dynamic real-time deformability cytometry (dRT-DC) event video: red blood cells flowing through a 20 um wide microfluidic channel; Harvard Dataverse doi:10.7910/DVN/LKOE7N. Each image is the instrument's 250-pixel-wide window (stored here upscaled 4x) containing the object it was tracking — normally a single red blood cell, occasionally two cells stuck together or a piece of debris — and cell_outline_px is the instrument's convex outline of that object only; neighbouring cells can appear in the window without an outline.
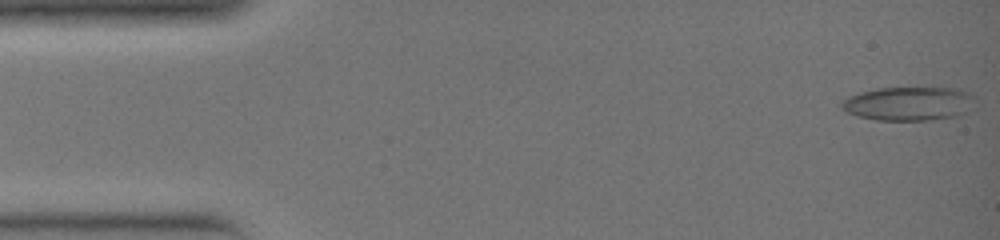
{"species": "common noctule bat (a hibernating species)", "species_latin": "Nyctalus noctula", "temperature_condition": "warm", "stored_images_in_passage": 36, "camera_frame_rate_fps": 3000, "um_per_image_px": 0.085, "animal": {"sex": "female", "body_mass_g": 19.0, "forearm_length_mm": 51.5}, "frame": {"image": 1, "passage_image": 1, "time_ms": 0.0, "image_size_px": [1000, 240], "cell_outline_px": [[972, 96], [964, 112], [956, 116], [932, 120], [876, 120], [860, 116], [848, 112], [840, 108], [840, 104], [848, 96], [860, 92], [876, 88], [952, 88], [964, 92]], "centroid_in_image_um": [77.11, 8.81], "position_along_channel_um": 7.9, "area_um2": 25.61}}
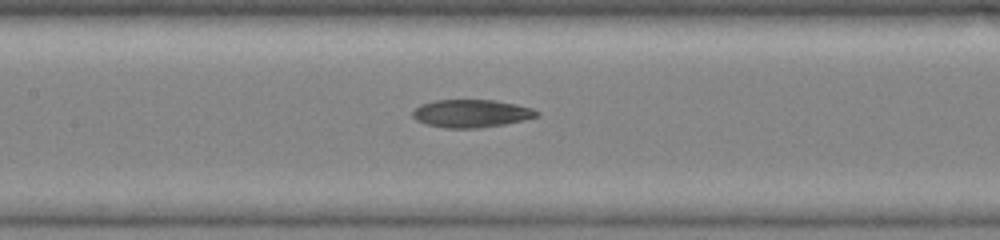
{"frame": {"image": 2, "passage_image": 17, "time_ms": 5.333, "image_size_px": [1000, 240], "cell_outline_px": [[540, 112], [536, 116], [524, 120], [504, 124], [476, 128], [448, 128], [428, 124], [416, 120], [412, 116], [412, 112], [420, 104], [436, 100], [496, 100], [516, 104], [532, 108]], "centroid_in_image_um": [40.06, 9.63], "position_along_channel_um": 167.3, "area_um2": 20.0}}
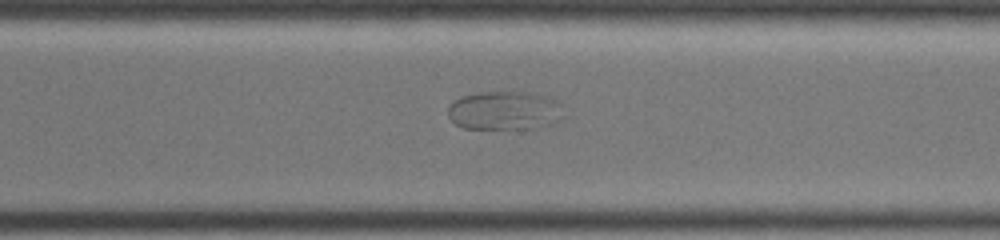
{"frame": {"image": 3, "passage_image": 26, "time_ms": 8.333, "image_size_px": [1000, 240], "cell_outline_px": [[568, 116], [552, 124], [528, 128], [464, 128], [456, 124], [448, 116], [448, 108], [460, 96], [476, 92], [512, 88], [548, 96], [564, 104]], "centroid_in_image_um": [43.0, 9.33], "position_along_channel_um": 327.6, "area_um2": 27.34}}